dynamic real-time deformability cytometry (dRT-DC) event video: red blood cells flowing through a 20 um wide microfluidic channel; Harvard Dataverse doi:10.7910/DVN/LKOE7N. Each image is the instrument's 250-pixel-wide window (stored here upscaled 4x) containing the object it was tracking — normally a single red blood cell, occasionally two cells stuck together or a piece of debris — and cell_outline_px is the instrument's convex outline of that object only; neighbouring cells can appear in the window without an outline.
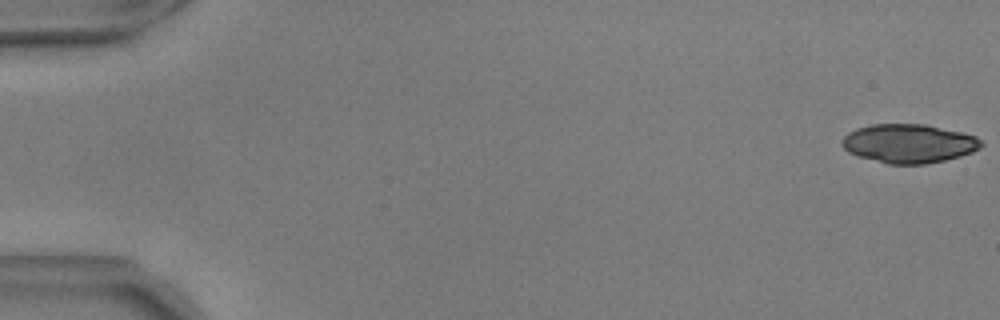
{"species": "common noctule bat (a hibernating species)", "species_latin": "Nyctalus noctula", "temperature_condition": "warm", "stored_images_in_passage": 55, "camera_frame_rate_fps": 3000, "um_per_image_px": 0.085, "animal": {"sex": "male", "body_mass_g": 17.9, "forearm_length_mm": 54.2}, "frame": {"image": 1, "passage_image": 1, "time_ms": 0.0, "image_size_px": [1000, 320], "cell_outline_px": [[984, 144], [980, 148], [972, 152], [960, 156], [944, 160], [924, 164], [888, 164], [856, 156], [848, 152], [844, 148], [844, 136], [848, 132], [856, 128], [872, 124], [924, 124], [960, 132], [976, 136]], "centroid_in_image_um": [77.25, 12.2], "position_along_channel_um": 7.8, "area_um2": 31.39}}